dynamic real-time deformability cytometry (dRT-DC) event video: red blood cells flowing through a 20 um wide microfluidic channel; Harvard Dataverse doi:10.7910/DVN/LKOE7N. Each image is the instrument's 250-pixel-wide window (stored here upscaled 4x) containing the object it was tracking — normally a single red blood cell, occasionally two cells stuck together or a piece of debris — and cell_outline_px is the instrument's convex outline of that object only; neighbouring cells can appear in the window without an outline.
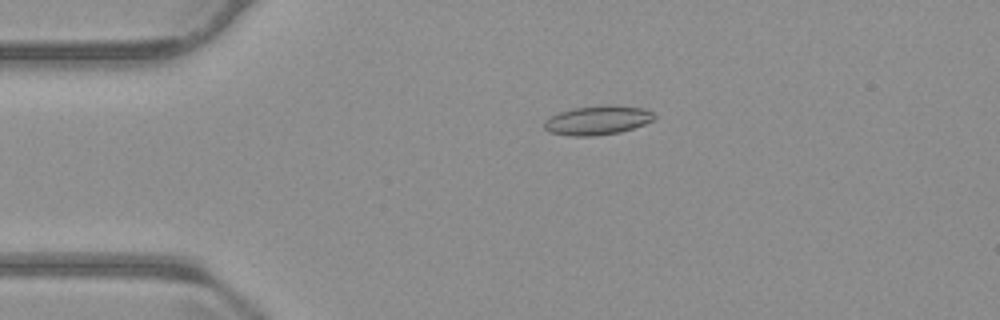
{"species": "common noctule bat (a hibernating species)", "species_latin": "Nyctalus noctula", "temperature_condition": "warm", "stored_images_in_passage": 56, "camera_frame_rate_fps": 3000, "um_per_image_px": 0.085, "animal": {"sex": "male", "body_mass_g": 23.1, "forearm_length_mm": 52.7}, "frame": {"image": 1, "passage_image": 12, "time_ms": 3.667, "image_size_px": [1000, 320], "cell_outline_px": [[656, 116], [652, 120], [644, 124], [620, 132], [596, 136], [572, 136], [548, 132], [544, 128], [544, 120], [548, 116], [572, 108], [608, 104], [644, 108], [652, 112]], "centroid_in_image_um": [50.75, 10.21], "position_along_channel_um": 34.2, "area_um2": 18.84}}
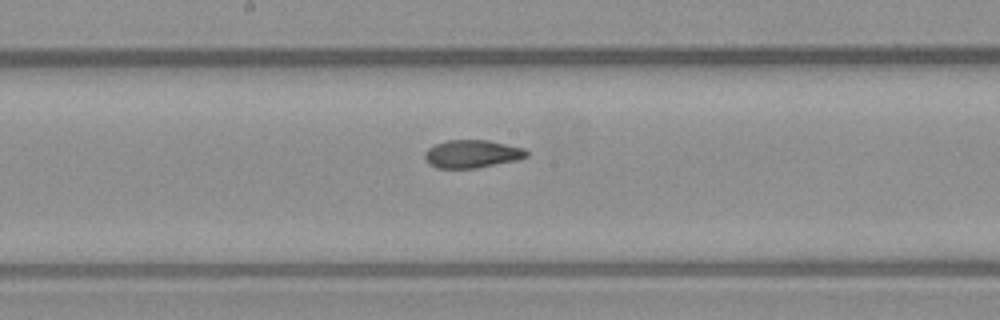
{"frame": {"image": 2, "passage_image": 29, "time_ms": 9.333, "image_size_px": [1000, 320], "cell_outline_px": [[528, 156], [516, 160], [476, 168], [436, 168], [428, 164], [424, 156], [424, 152], [428, 148], [436, 144], [448, 140], [488, 140], [524, 148], [528, 152]], "centroid_in_image_um": [40.1, 13.08], "position_along_channel_um": 208.1, "area_um2": 16.53}}
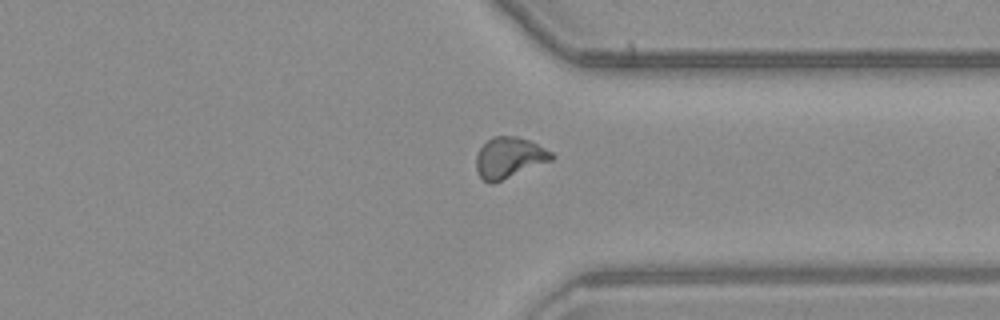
{"frame": {"image": 3, "passage_image": 42, "time_ms": 13.667, "image_size_px": [1000, 320], "cell_outline_px": [[556, 156], [552, 160], [492, 184], [488, 184], [480, 176], [476, 168], [476, 156], [480, 148], [492, 136], [516, 136], [528, 140], [552, 152]], "centroid_in_image_um": [43.27, 13.4], "position_along_channel_um": 368.1, "area_um2": 17.8}, "authors_computed_cell_mechanics": {"area_um2": 17.34, "velocity_mm_per_s": 3.7329, "shape_relaxation_time_tau1_ms": null, "shape_relaxation_time_tau2_ms": 2.6808, "deformation_change_tau1": null, "deformation_change_tau2": 0.091}}